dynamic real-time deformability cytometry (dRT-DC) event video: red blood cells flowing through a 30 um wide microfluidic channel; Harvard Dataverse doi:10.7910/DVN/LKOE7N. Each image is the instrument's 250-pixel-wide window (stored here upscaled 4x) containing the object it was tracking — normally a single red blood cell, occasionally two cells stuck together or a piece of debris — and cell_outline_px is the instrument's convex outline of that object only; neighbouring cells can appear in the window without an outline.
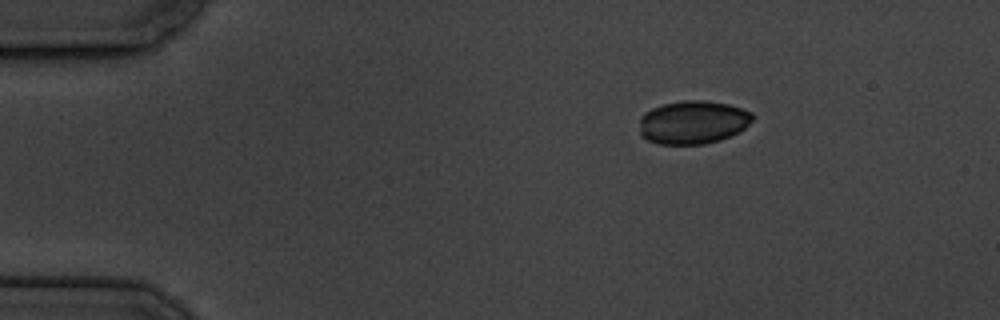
{"species": "common noctule bat (a hibernating species)", "species_latin": "Nyctalus noctula", "temperature_condition": "cold", "stored_images_in_passage": 3, "camera_frame_rate_fps": 3000, "um_per_image_px": 0.085, "animal": {"sex": "male", "body_mass_g": 19.5, "forearm_length_mm": 54.6}, "frame": {"image": 1, "passage_image": 1, "time_ms": 0.0, "image_size_px": [1000, 320], "cell_outline_px": [[756, 116], [740, 132], [720, 140], [704, 144], [660, 144], [648, 140], [640, 136], [640, 116], [644, 112], [652, 108], [664, 104], [684, 100], [704, 100], [728, 104], [752, 112]], "centroid_in_image_um": [58.9, 10.39], "position_along_channel_um": 26.1, "area_um2": 28.73}}